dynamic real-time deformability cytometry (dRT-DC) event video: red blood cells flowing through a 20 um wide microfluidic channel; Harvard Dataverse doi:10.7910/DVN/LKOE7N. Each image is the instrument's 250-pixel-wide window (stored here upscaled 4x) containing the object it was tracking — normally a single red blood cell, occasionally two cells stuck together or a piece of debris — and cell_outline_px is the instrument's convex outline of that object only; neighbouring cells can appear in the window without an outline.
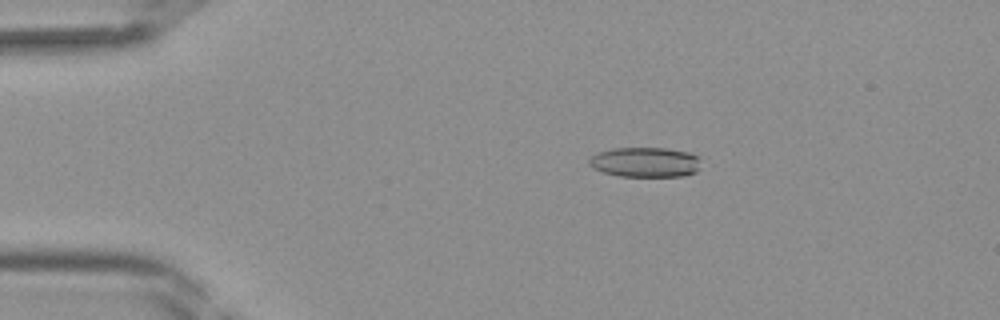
{"species": "Egyptian fruit bat (a non-hibernating species)", "species_latin": "Rousettus aegyptiacus", "temperature_condition": "room temperature", "stored_images_in_passage": 41, "camera_frame_rate_fps": 3000, "um_per_image_px": 0.085, "frame": {"image": 1, "passage_image": 8, "time_ms": 2.333, "image_size_px": [1000, 320], "cell_outline_px": [[700, 168], [696, 172], [684, 176], [620, 176], [604, 172], [592, 168], [588, 164], [588, 160], [596, 152], [612, 148], [664, 148], [688, 152], [696, 156]], "centroid_in_image_um": [54.8, 13.78], "position_along_channel_um": 30.2, "area_um2": 19.48}}
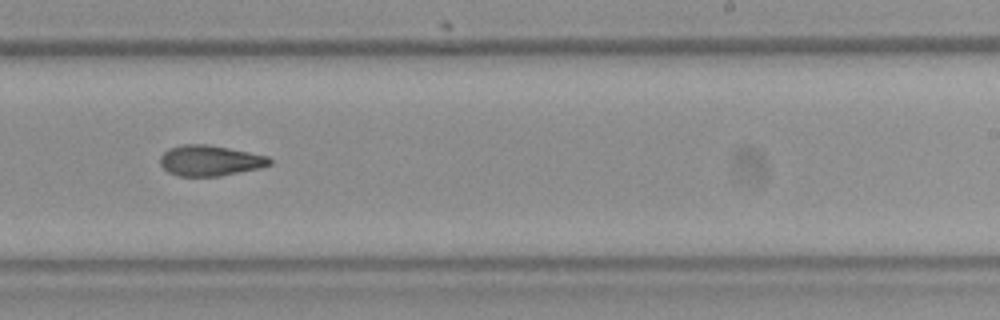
{"frame": {"image": 2, "passage_image": 26, "time_ms": 8.333, "image_size_px": [1000, 320], "cell_outline_px": [[272, 164], [260, 168], [220, 176], [180, 176], [168, 172], [160, 164], [160, 156], [168, 148], [184, 144], [204, 144], [228, 148], [268, 156], [272, 160]], "centroid_in_image_um": [17.85, 13.65], "position_along_channel_um": 271.2, "area_um2": 19.48}}
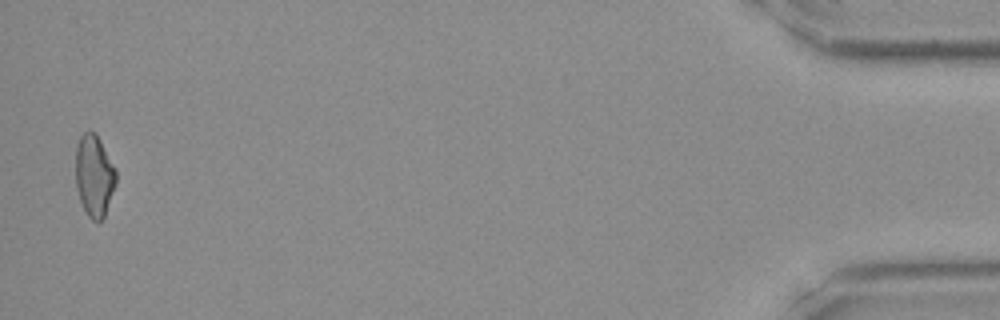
{"frame": {"image": 3, "passage_image": 41, "time_ms": 13.333, "image_size_px": [1000, 320], "cell_outline_px": [[116, 184], [104, 220], [92, 220], [88, 216], [80, 200], [76, 188], [76, 144], [80, 136], [84, 132], [96, 132], [116, 168]], "centroid_in_image_um": [8.02, 14.93], "position_along_channel_um": 427.2, "area_um2": 19.48}}